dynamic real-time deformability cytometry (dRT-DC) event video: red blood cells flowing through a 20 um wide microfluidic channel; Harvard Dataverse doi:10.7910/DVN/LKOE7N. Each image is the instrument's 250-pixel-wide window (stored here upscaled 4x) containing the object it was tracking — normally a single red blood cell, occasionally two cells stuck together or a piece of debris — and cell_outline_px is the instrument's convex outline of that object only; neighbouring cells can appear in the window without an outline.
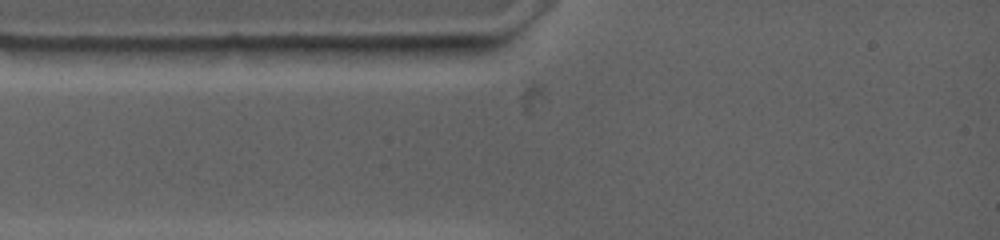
{"species": "common noctule bat (a hibernating species)", "species_latin": "Nyctalus noctula", "temperature_condition": "warm", "stored_images_in_passage": 2, "camera_frame_rate_fps": 4500, "um_per_image_px": 0.085, "animal": {"sex": "female", "body_mass_g": 19.0, "forearm_length_mm": 53.3}, "frame": {"image": 1, "passage_image": 1, "time_ms": 0.0, "image_size_px": [1000, 240], "cell_outline_px": [[448, 44], [444, 48], [432, 56], [380, 64], [340, 56], [328, 48], [388, 44]], "centroid_in_image_um": [33.05, 4.44], "position_along_channel_um": 52.0, "area_um2": 11.21}}